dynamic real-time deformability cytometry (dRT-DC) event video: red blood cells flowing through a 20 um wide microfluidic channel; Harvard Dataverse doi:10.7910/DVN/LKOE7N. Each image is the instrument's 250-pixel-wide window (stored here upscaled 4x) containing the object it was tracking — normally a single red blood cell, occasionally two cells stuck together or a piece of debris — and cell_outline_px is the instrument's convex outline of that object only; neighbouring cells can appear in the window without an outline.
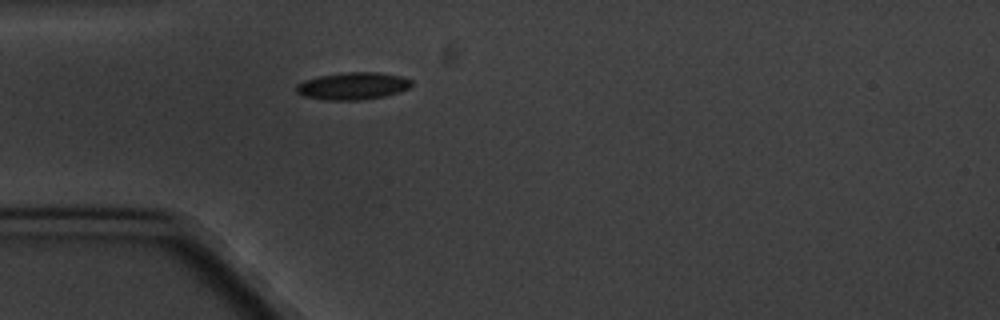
{"species": "common noctule bat (a hibernating species)", "species_latin": "Nyctalus noctula", "temperature_condition": "cold", "stored_images_in_passage": 1, "camera_frame_rate_fps": 3000, "um_per_image_px": 0.085, "animal": {"sex": "male", "body_mass_g": 20.1, "forearm_length_mm": 53.5}, "frame": {"image": 1, "passage_image": 1, "time_ms": 0.0, "image_size_px": [1000, 320], "cell_outline_px": [[412, 84], [408, 88], [400, 92], [384, 96], [360, 100], [324, 100], [304, 96], [296, 92], [296, 84], [304, 80], [320, 76], [344, 72], [376, 72], [400, 76], [412, 80]], "centroid_in_image_um": [29.97, 7.31], "position_along_channel_um": 55.0, "area_um2": 18.32}}